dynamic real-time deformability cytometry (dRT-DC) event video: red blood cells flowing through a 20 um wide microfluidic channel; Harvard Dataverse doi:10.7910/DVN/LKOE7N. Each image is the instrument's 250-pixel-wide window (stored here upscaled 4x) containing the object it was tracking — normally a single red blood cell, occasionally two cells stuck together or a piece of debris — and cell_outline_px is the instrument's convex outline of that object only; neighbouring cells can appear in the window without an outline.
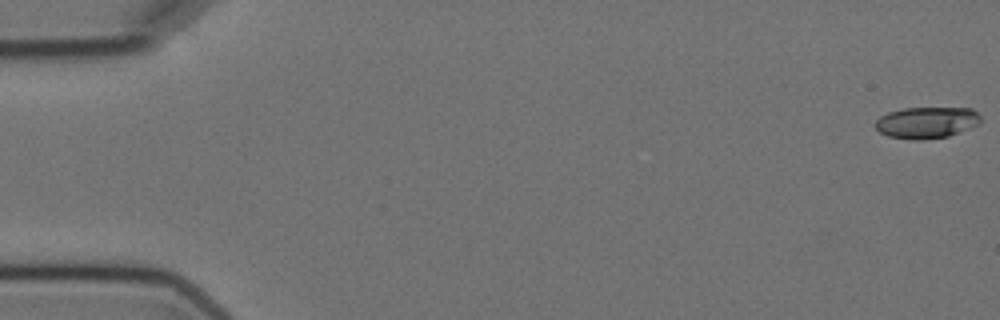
{"species": "Egyptian fruit bat (a non-hibernating species)", "species_latin": "Rousettus aegyptiacus", "temperature_condition": "cold", "stored_images_in_passage": 10, "camera_frame_rate_fps": 3000, "um_per_image_px": 0.085, "animal": {"sex": "female"}, "frame": {"image": 1, "passage_image": 1, "time_ms": 0.0, "image_size_px": [1000, 320], "cell_outline_px": [[980, 124], [948, 136], [924, 140], [912, 140], [888, 136], [880, 132], [872, 124], [880, 116], [888, 112], [904, 108], [972, 108], [980, 116]], "centroid_in_image_um": [78.73, 10.42], "position_along_channel_um": 6.3, "area_um2": 19.42}}
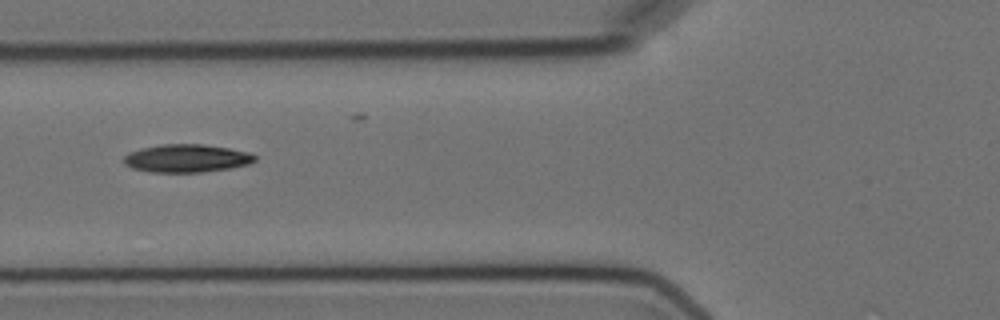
{"frame": {"image": 2, "passage_image": 7, "time_ms": 7.0, "image_size_px": [1000, 320], "cell_outline_px": [[256, 160], [248, 164], [228, 168], [200, 172], [148, 172], [132, 168], [124, 164], [124, 156], [128, 152], [140, 148], [160, 144], [204, 144], [228, 148], [248, 152], [256, 156]], "centroid_in_image_um": [15.81, 13.45], "position_along_channel_um": 110.0, "area_um2": 21.39}}
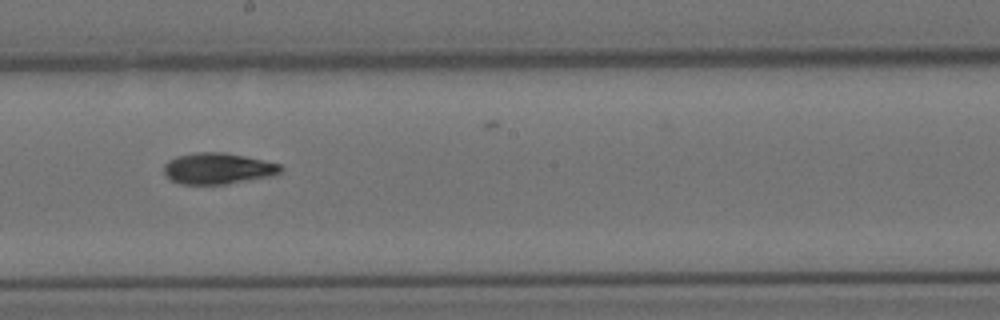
{"frame": {"image": 3, "passage_image": 10, "time_ms": 10.333, "image_size_px": [1000, 320], "cell_outline_px": [[284, 168], [280, 172], [272, 176], [228, 184], [180, 184], [172, 180], [164, 172], [164, 164], [168, 160], [176, 156], [196, 152], [224, 152], [244, 156], [280, 164]], "centroid_in_image_um": [18.52, 14.32], "position_along_channel_um": 229.7, "area_um2": 21.21}}